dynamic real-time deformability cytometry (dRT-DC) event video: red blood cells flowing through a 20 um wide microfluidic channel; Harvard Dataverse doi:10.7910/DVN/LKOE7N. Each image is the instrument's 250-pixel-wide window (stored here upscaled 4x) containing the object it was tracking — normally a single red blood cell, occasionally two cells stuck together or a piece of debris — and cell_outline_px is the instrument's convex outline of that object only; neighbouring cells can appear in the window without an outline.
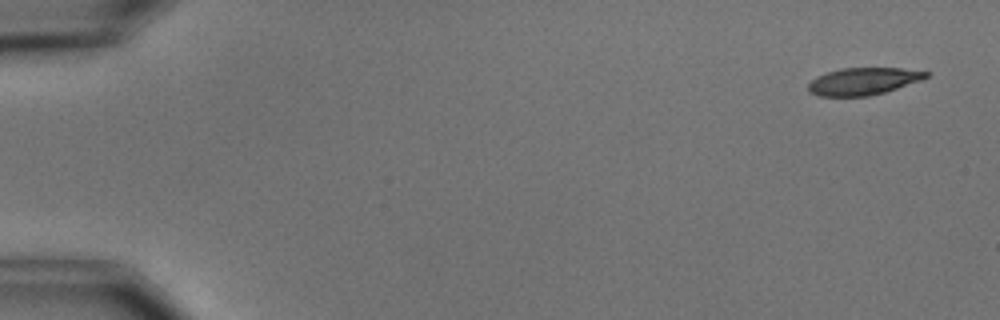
{"species": "common noctule bat (a hibernating species)", "species_latin": "Nyctalus noctula", "temperature_condition": "cold", "stored_images_in_passage": 4, "camera_frame_rate_fps": 3000, "um_per_image_px": 0.085, "animal": {"sex": "male", "body_mass_g": 15.6}, "frame": {"image": 1, "passage_image": 1, "time_ms": 0.0, "image_size_px": [1000, 320], "cell_outline_px": [[932, 72], [928, 76], [920, 80], [884, 92], [868, 96], [820, 96], [808, 92], [808, 84], [816, 76], [840, 68], [900, 68]], "centroid_in_image_um": [73.35, 6.9], "position_along_channel_um": 11.6, "area_um2": 18.55}}
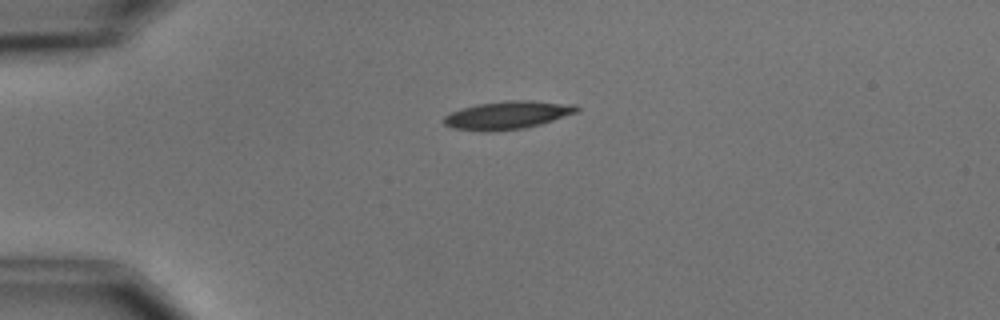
{"frame": {"image": 2, "passage_image": 4, "time_ms": 3.667, "image_size_px": [1000, 320], "cell_outline_px": [[580, 112], [540, 124], [524, 128], [488, 132], [484, 132], [452, 128], [444, 124], [444, 116], [460, 108], [476, 104], [508, 100], [532, 100], [576, 104], [580, 108]], "centroid_in_image_um": [43.17, 9.78], "position_along_channel_um": 41.8, "area_um2": 22.02}}